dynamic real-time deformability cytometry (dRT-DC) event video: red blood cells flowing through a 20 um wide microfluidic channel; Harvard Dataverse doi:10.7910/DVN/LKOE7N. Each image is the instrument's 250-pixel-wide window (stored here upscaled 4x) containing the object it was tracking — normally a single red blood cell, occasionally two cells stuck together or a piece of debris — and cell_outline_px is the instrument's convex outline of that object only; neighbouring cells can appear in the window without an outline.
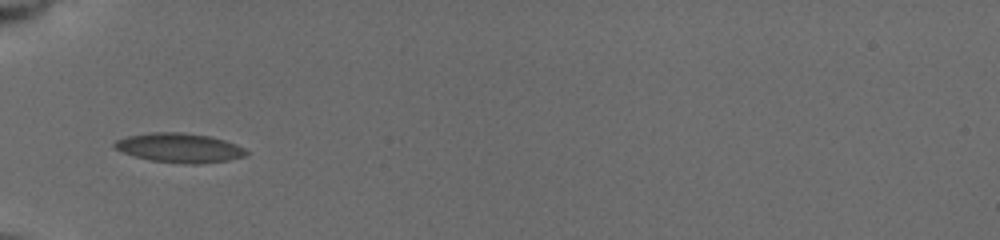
{"species": "common noctule bat (a hibernating species)", "species_latin": "Nyctalus noctula", "temperature_condition": "cold", "stored_images_in_passage": 8, "camera_frame_rate_fps": 3000, "um_per_image_px": 0.085, "animal": {"sex": "female", "body_mass_g": 19.5, "forearm_length_mm": 54.1}, "frame": {"image": 1, "passage_image": 6, "time_ms": 5.0, "image_size_px": [1000, 240], "cell_outline_px": [[248, 156], [228, 160], [200, 164], [184, 164], [148, 160], [124, 152], [116, 148], [112, 144], [116, 140], [128, 136], [152, 132], [180, 132], [208, 136], [224, 140], [236, 144], [244, 148], [248, 152]], "centroid_in_image_um": [15.28, 12.57], "position_along_channel_um": 69.7, "area_um2": 22.48}}
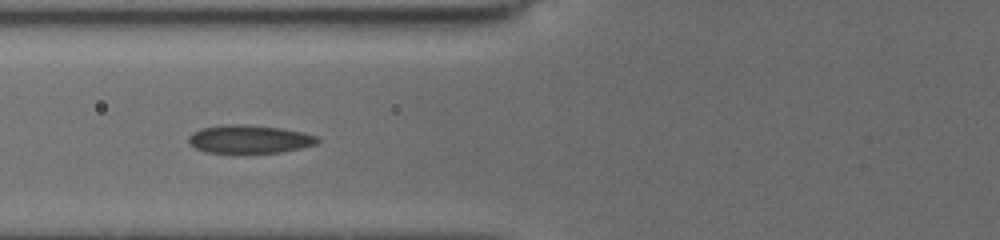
{"frame": {"image": 2, "passage_image": 7, "time_ms": 6.0, "image_size_px": [1000, 240], "cell_outline_px": [[320, 140], [316, 144], [300, 148], [280, 152], [244, 156], [236, 156], [204, 152], [188, 144], [188, 136], [192, 132], [200, 128], [228, 124], [244, 124], [280, 128], [320, 136]], "centroid_in_image_um": [21.13, 11.88], "position_along_channel_um": 104.7, "area_um2": 22.31}}